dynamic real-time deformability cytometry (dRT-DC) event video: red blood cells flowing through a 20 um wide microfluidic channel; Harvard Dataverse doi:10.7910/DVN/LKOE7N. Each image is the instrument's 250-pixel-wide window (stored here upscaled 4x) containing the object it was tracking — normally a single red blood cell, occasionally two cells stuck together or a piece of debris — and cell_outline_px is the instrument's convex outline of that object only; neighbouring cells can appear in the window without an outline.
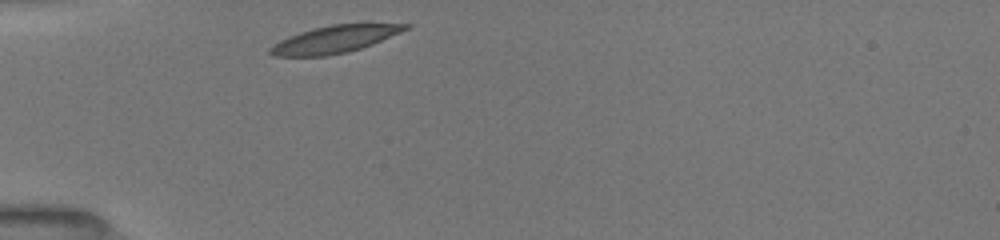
{"species": "common noctule bat (a hibernating species)", "species_latin": "Nyctalus noctula", "temperature_condition": "room temperature", "stored_images_in_passage": 37, "camera_frame_rate_fps": 3000, "um_per_image_px": 0.085, "animal": {"sex": "female", "body_mass_g": 19.5, "forearm_length_mm": 54.1}, "frame": {"image": 1, "passage_image": 1, "time_ms": 0.0, "image_size_px": [1000, 240], "cell_outline_px": [[412, 28], [372, 44], [348, 52], [328, 56], [272, 56], [268, 52], [268, 48], [272, 44], [280, 40], [300, 32], [312, 28], [332, 24], [412, 24]], "centroid_in_image_um": [28.43, 3.34], "position_along_channel_um": 56.6, "area_um2": 21.56}}
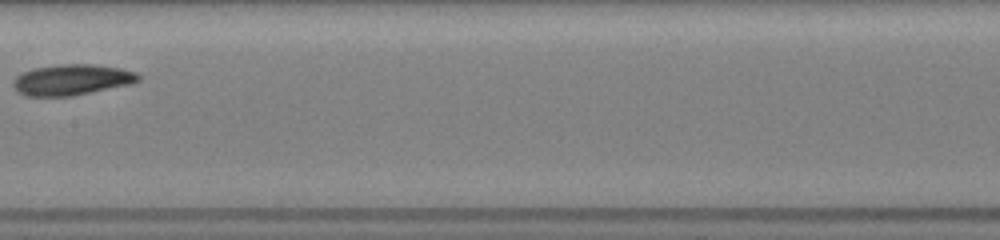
{"frame": {"image": 2, "passage_image": 14, "time_ms": 4.0, "image_size_px": [1000, 240], "cell_outline_px": [[140, 80], [132, 84], [72, 96], [28, 96], [20, 92], [12, 84], [16, 76], [32, 68], [60, 64], [92, 64], [120, 68], [136, 72], [140, 76]], "centroid_in_image_um": [6.14, 6.77], "position_along_channel_um": 201.3, "area_um2": 22.43}}
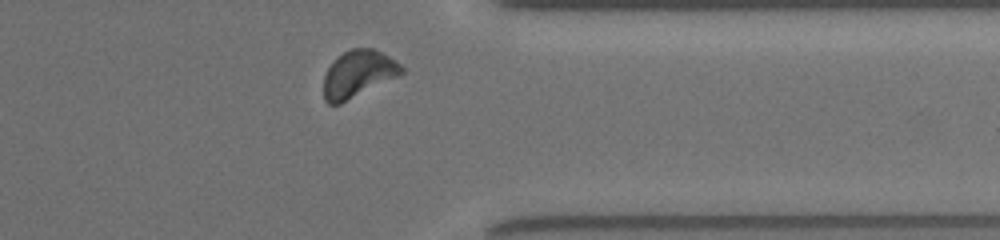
{"frame": {"image": 3, "passage_image": 32, "time_ms": 8.667, "image_size_px": [1000, 240], "cell_outline_px": [[404, 72], [400, 76], [340, 104], [328, 104], [324, 100], [324, 76], [332, 60], [336, 56], [352, 48], [372, 48], [388, 56], [400, 64], [404, 68]], "centroid_in_image_um": [30.44, 6.29], "position_along_channel_um": 381.0, "area_um2": 21.44}, "authors_computed_cell_mechanics": {"area_um2": 21.386, "velocity_mm_per_s": 3.9458, "shape_relaxation_time_tau1_ms": 2.2402, "shape_relaxation_time_tau2_ms": 3.7001, "deformation_change_tau1": 0.1103, "deformation_change_tau2": 0.1012}}